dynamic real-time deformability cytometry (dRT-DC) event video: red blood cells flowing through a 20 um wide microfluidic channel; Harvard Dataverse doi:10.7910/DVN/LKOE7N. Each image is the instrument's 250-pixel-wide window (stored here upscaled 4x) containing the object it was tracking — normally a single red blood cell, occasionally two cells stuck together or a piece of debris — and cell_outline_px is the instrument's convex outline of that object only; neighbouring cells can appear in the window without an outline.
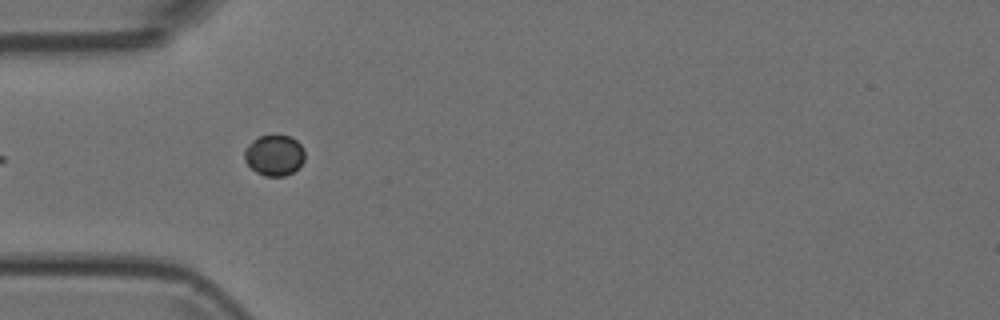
{"species": "Egyptian fruit bat (a non-hibernating species)", "species_latin": "Rousettus aegyptiacus", "temperature_condition": "room temperature", "stored_images_in_passage": 12, "camera_frame_rate_fps": 3000, "um_per_image_px": 0.085, "animal": {"sex": "female"}, "frame": {"image": 1, "passage_image": 5, "time_ms": 1.333, "image_size_px": [1000, 320], "cell_outline_px": [[304, 160], [292, 172], [284, 176], [264, 176], [256, 172], [244, 160], [244, 148], [252, 140], [260, 136], [288, 136], [296, 140], [304, 148]], "centroid_in_image_um": [23.29, 13.2], "position_along_channel_um": 61.7, "area_um2": 14.22}}